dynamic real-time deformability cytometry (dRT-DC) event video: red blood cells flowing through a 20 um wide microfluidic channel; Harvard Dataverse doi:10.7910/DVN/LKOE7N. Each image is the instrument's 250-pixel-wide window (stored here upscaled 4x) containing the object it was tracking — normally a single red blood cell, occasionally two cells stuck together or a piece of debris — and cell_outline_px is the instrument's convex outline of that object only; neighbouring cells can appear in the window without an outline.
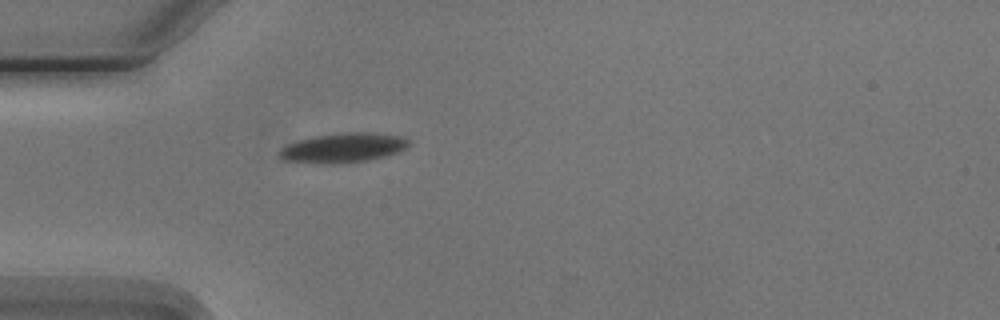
{"species": "Egyptian fruit bat (a non-hibernating species)", "species_latin": "Rousettus aegyptiacus", "temperature_condition": "cold", "stored_images_in_passage": 1, "camera_frame_rate_fps": 3000, "um_per_image_px": 0.085, "animal": {"sex": "male"}, "frame": {"image": 1, "passage_image": 1, "time_ms": 0.0, "image_size_px": [1000, 320], "cell_outline_px": [[412, 144], [408, 148], [384, 156], [364, 160], [324, 164], [284, 160], [280, 156], [280, 152], [288, 144], [300, 140], [316, 136], [352, 132], [368, 132], [404, 136], [412, 140]], "centroid_in_image_um": [29.27, 12.55], "position_along_channel_um": 55.7, "area_um2": 21.85}}